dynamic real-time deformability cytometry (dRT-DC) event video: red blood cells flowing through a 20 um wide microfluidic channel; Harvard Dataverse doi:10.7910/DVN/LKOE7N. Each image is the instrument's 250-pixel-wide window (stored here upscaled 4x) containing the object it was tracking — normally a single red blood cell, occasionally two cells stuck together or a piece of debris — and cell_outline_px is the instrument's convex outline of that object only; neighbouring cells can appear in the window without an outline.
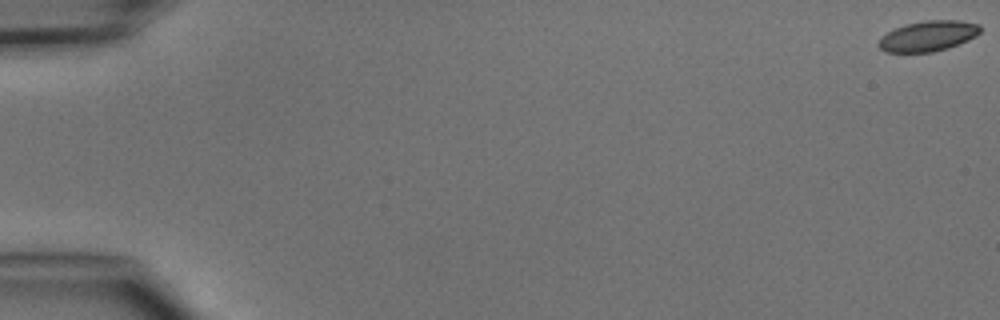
{"species": "common noctule bat (a hibernating species)", "species_latin": "Nyctalus noctula", "temperature_condition": "cold", "stored_images_in_passage": 3, "camera_frame_rate_fps": 3000, "um_per_image_px": 0.085, "animal": {"sex": "male", "body_mass_g": 15.6}, "frame": {"image": 1, "passage_image": 1, "time_ms": 0.0, "image_size_px": [1000, 320], "cell_outline_px": [[980, 32], [976, 36], [968, 40], [948, 48], [932, 52], [884, 52], [876, 44], [888, 32], [904, 24], [928, 20], [960, 20], [980, 24]], "centroid_in_image_um": [78.91, 3.06], "position_along_channel_um": 6.1, "area_um2": 17.98}}